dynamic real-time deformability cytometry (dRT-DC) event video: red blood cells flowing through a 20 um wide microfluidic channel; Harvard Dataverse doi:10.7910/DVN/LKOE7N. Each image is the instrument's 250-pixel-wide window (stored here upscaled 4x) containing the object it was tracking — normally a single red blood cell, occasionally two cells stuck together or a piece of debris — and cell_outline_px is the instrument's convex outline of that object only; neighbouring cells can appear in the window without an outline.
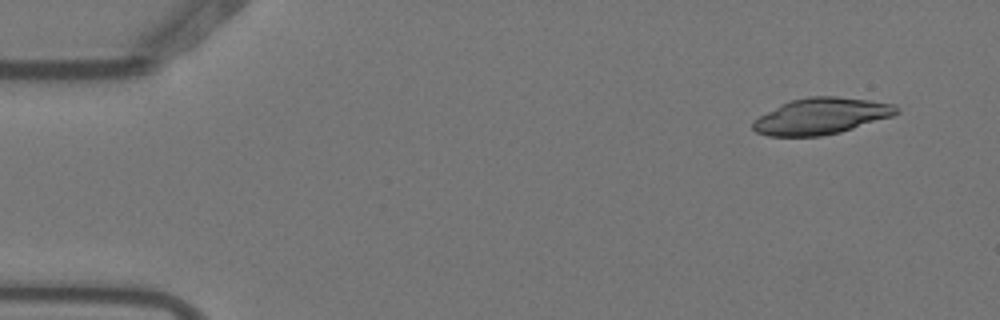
{"species": "Egyptian fruit bat (a non-hibernating species)", "species_latin": "Rousettus aegyptiacus", "temperature_condition": "warm", "stored_images_in_passage": 4, "camera_frame_rate_fps": 3000, "um_per_image_px": 0.085, "animal": {"sex": "female"}, "frame": {"image": 1, "passage_image": 1, "time_ms": 0.0, "image_size_px": [1000, 320], "cell_outline_px": [[900, 112], [892, 116], [840, 132], [820, 136], [768, 136], [756, 132], [752, 128], [752, 120], [780, 104], [792, 100], [808, 96], [836, 96], [868, 100], [896, 104], [900, 108]], "centroid_in_image_um": [69.79, 9.86], "position_along_channel_um": 15.2, "area_um2": 30.4}}
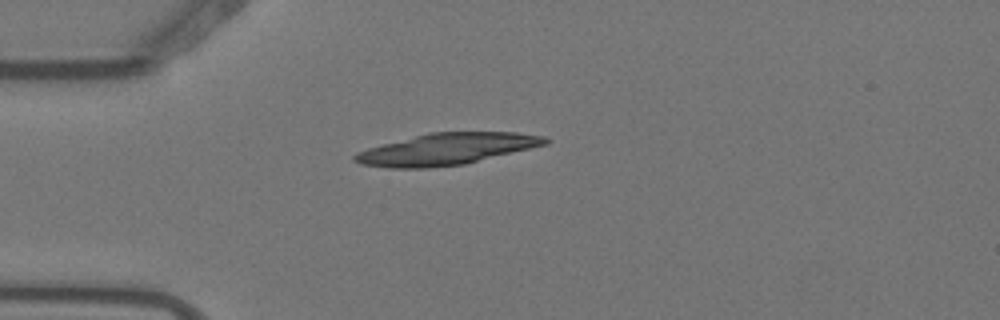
{"frame": {"image": 2, "passage_image": 4, "time_ms": 1.0, "image_size_px": [1000, 320], "cell_outline_px": [[552, 140], [548, 144], [464, 164], [428, 168], [388, 168], [360, 164], [352, 160], [352, 156], [356, 152], [368, 148], [428, 132], [516, 132], [544, 136]], "centroid_in_image_um": [37.95, 12.67], "position_along_channel_um": 47.0, "area_um2": 35.08}}